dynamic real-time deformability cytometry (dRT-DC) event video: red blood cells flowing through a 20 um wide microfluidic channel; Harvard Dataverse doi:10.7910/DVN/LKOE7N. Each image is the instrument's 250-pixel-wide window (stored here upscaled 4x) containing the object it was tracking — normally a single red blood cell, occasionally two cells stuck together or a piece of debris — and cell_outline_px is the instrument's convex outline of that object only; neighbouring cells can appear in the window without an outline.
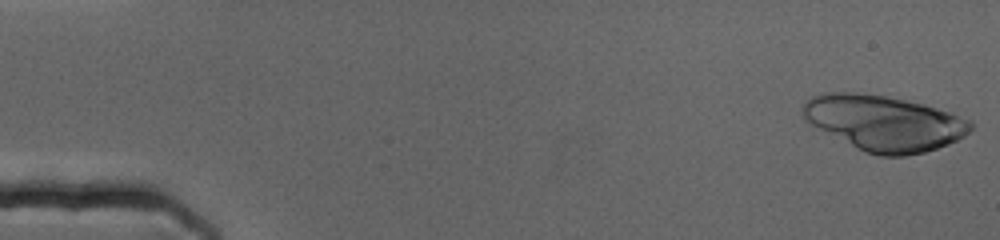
{"species": "human", "species_latin": "Homo sapiens", "temperature_condition": "cold", "stored_images_in_passage": 70, "camera_frame_rate_fps": 3000, "um_per_image_px": 0.085, "donor": {"sex": "female"}, "frame": {"image": 1, "passage_image": 1, "time_ms": 0.0, "image_size_px": [1000, 240], "cell_outline_px": [[972, 128], [964, 136], [948, 144], [924, 152], [904, 156], [880, 156], [864, 152], [804, 120], [800, 112], [800, 108], [812, 96], [824, 92], [856, 92], [884, 96], [924, 104], [952, 112], [972, 120]], "centroid_in_image_um": [75.15, 10.44], "position_along_channel_um": 9.9, "area_um2": 54.1}}
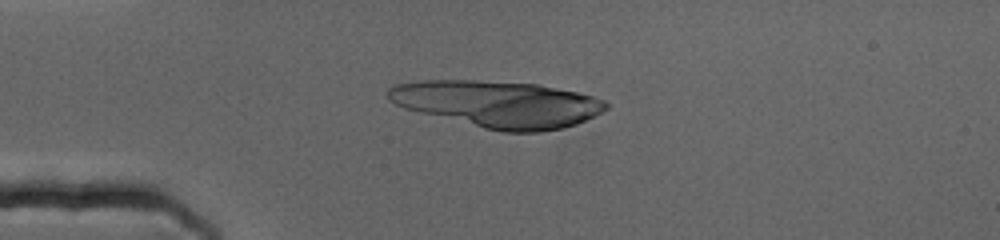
{"frame": {"image": 2, "passage_image": 17, "time_ms": 5.333, "image_size_px": [1000, 240], "cell_outline_px": [[608, 108], [576, 124], [564, 128], [540, 132], [504, 132], [484, 128], [404, 108], [388, 100], [388, 88], [396, 84], [424, 80], [476, 80], [536, 84], [576, 92], [592, 96], [604, 100], [608, 104]], "centroid_in_image_um": [42.31, 8.84], "position_along_channel_um": 42.7, "area_um2": 58.72}}